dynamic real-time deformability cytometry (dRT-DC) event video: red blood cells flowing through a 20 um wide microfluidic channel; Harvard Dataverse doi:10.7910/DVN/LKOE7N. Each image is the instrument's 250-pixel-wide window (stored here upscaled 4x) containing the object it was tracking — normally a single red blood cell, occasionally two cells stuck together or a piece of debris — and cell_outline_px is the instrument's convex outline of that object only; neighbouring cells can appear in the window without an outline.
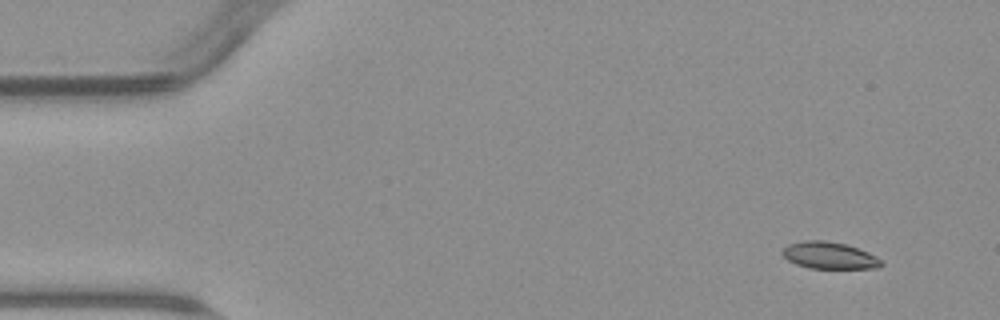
{"species": "common noctule bat (a hibernating species)", "species_latin": "Nyctalus noctula", "temperature_condition": "warm", "stored_images_in_passage": 5, "camera_frame_rate_fps": 3000, "um_per_image_px": 0.085, "animal": {"sex": "male", "body_mass_g": 23.1, "forearm_length_mm": 52.7}, "frame": {"image": 1, "passage_image": 2, "time_ms": 1.333, "image_size_px": [1000, 320], "cell_outline_px": [[884, 264], [880, 268], [808, 268], [796, 264], [788, 260], [780, 252], [788, 244], [804, 240], [824, 240], [844, 244], [868, 252], [876, 256]], "centroid_in_image_um": [70.48, 21.71], "position_along_channel_um": 14.5, "area_um2": 15.43}}
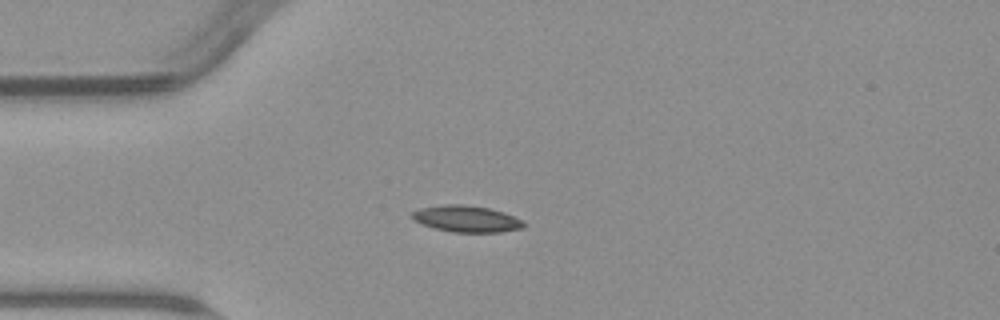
{"frame": {"image": 2, "passage_image": 5, "time_ms": 4.667, "image_size_px": [1000, 320], "cell_outline_px": [[524, 228], [500, 232], [452, 232], [436, 228], [412, 220], [412, 212], [420, 208], [444, 204], [460, 204], [488, 208], [504, 212], [524, 220]], "centroid_in_image_um": [39.68, 18.6], "position_along_channel_um": 45.3, "area_um2": 17.17}}